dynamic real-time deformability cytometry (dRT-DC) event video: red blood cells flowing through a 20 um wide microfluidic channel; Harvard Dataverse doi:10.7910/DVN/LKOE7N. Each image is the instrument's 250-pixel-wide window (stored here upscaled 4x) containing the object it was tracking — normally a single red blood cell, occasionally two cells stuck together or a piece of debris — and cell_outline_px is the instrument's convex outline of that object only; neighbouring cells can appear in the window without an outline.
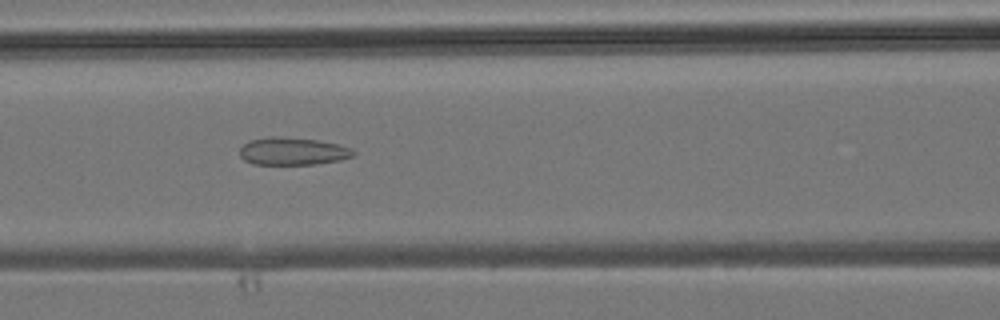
{"species": "common noctule bat (a hibernating species)", "species_latin": "Nyctalus noctula", "temperature_condition": "room temperature", "stored_images_in_passage": 43, "camera_frame_rate_fps": 3000, "um_per_image_px": 0.085, "animal": {"sex": "male", "body_mass_g": 19.2, "forearm_length_mm": 51.8}, "frame": {"image": 1, "passage_image": 18, "time_ms": 5.667, "image_size_px": [1000, 320], "cell_outline_px": [[356, 152], [352, 156], [340, 160], [316, 164], [252, 164], [244, 160], [240, 156], [240, 148], [248, 140], [268, 136], [272, 136], [316, 140], [336, 144], [352, 148]], "centroid_in_image_um": [24.85, 12.86], "position_along_channel_um": 141.8, "area_um2": 18.21}}
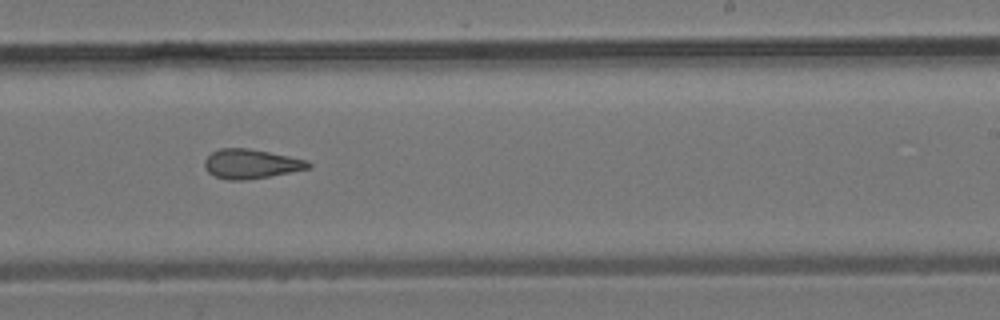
{"frame": {"image": 2, "passage_image": 26, "time_ms": 8.333, "image_size_px": [1000, 320], "cell_outline_px": [[312, 168], [268, 176], [244, 180], [228, 180], [216, 176], [208, 172], [204, 168], [204, 160], [212, 152], [220, 148], [248, 148], [308, 160], [312, 164]], "centroid_in_image_um": [21.33, 13.93], "position_along_channel_um": 267.7, "area_um2": 17.69}}
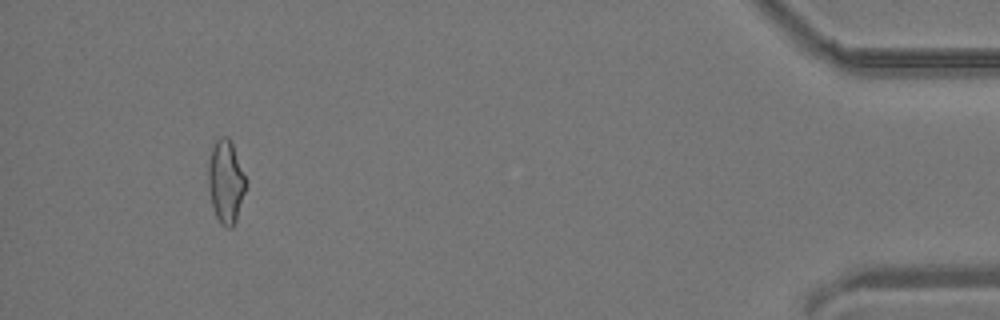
{"frame": {"image": 3, "passage_image": 40, "time_ms": 13.0, "image_size_px": [1000, 320], "cell_outline_px": [[248, 180], [236, 220], [232, 228], [228, 228], [220, 224], [216, 216], [212, 204], [208, 184], [208, 164], [212, 148], [216, 140], [220, 136], [228, 136], [232, 144]], "centroid_in_image_um": [19.21, 15.43], "position_along_channel_um": 416.0, "area_um2": 18.21}}